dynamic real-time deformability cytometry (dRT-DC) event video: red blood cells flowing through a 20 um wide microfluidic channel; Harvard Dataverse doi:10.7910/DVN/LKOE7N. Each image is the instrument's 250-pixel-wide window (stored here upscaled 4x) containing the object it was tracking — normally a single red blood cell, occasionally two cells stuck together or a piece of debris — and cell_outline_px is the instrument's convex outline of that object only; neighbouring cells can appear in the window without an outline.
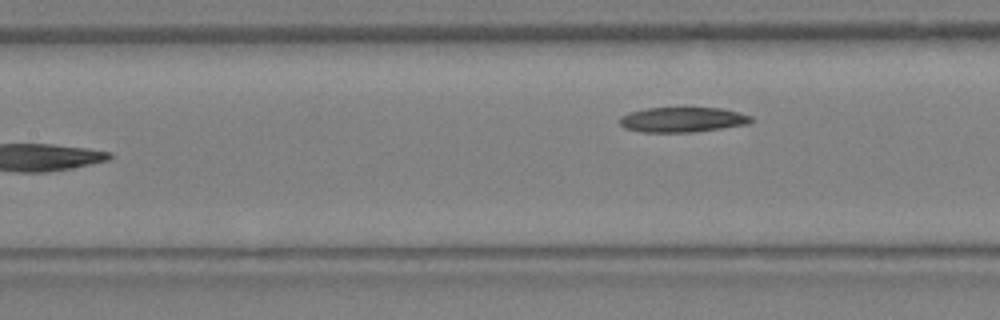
{"species": "Egyptian fruit bat (a non-hibernating species)", "species_latin": "Rousettus aegyptiacus", "temperature_condition": "warm", "stored_images_in_passage": 10, "segment_of_instrument_passage": [2, 2], "camera_frame_rate_fps": 3000, "um_per_image_px": 0.085, "animal": {"sex": "female"}, "frame": {"image": 1, "passage_image": 10, "time_ms": 3.0, "image_size_px": [1000, 320], "cell_outline_px": [[752, 120], [748, 124], [692, 132], [644, 132], [624, 128], [620, 124], [620, 116], [628, 112], [648, 108], [720, 108], [752, 116]], "centroid_in_image_um": [57.97, 10.17], "position_along_channel_um": 149.4, "area_um2": 18.96}}